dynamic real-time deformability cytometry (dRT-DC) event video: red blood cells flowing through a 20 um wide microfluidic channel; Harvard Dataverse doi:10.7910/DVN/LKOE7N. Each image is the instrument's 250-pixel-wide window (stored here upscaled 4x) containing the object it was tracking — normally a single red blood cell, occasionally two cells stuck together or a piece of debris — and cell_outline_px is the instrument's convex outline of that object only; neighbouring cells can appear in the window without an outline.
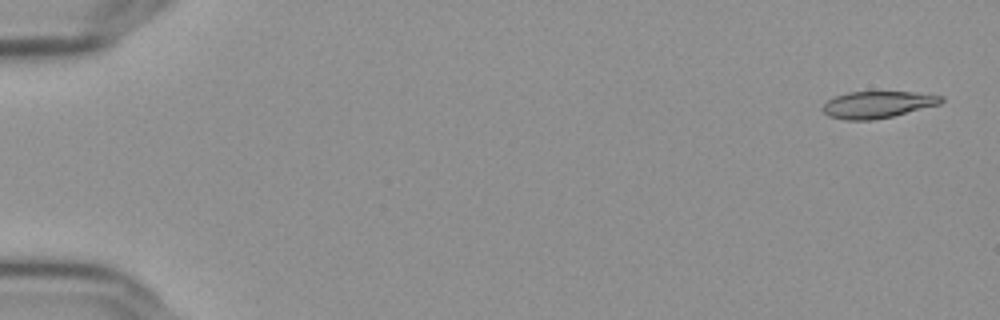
{"species": "Egyptian fruit bat (a non-hibernating species)", "species_latin": "Rousettus aegyptiacus", "temperature_condition": "cold", "stored_images_in_passage": 56, "camera_frame_rate_fps": 3000, "um_per_image_px": 0.085, "frame": {"image": 1, "passage_image": 2, "time_ms": 0.333, "image_size_px": [1000, 320], "cell_outline_px": [[944, 100], [940, 104], [892, 116], [872, 120], [844, 120], [828, 116], [820, 108], [828, 100], [836, 96], [848, 92], [912, 92], [944, 96]], "centroid_in_image_um": [74.57, 8.89], "position_along_channel_um": 10.4, "area_um2": 18.44}}
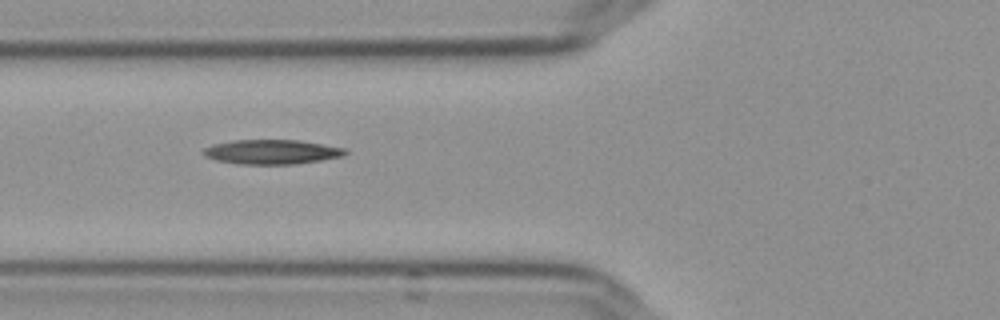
{"frame": {"image": 2, "passage_image": 22, "time_ms": 7.0, "image_size_px": [1000, 320], "cell_outline_px": [[348, 152], [344, 156], [320, 160], [292, 164], [236, 164], [216, 160], [204, 156], [200, 152], [204, 148], [212, 144], [232, 140], [300, 140], [344, 148]], "centroid_in_image_um": [23.04, 12.91], "position_along_channel_um": 102.8, "area_um2": 20.35}}
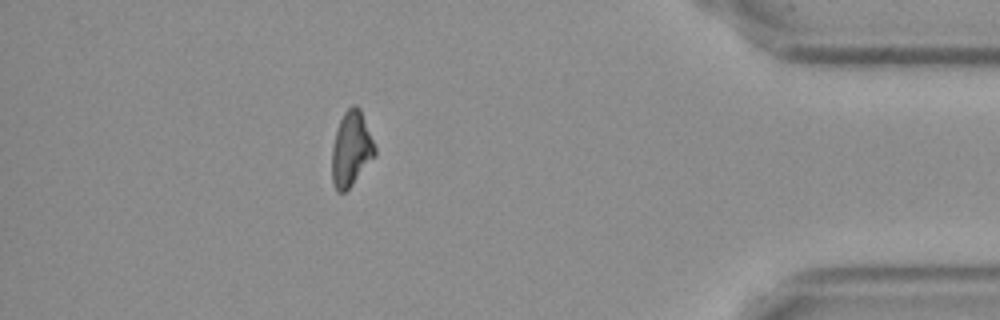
{"frame": {"image": 3, "passage_image": 50, "time_ms": 16.333, "image_size_px": [1000, 320], "cell_outline_px": [[376, 156], [352, 184], [344, 192], [336, 192], [332, 180], [332, 148], [336, 132], [340, 120], [344, 112], [352, 104], [356, 104], [360, 108], [376, 148]], "centroid_in_image_um": [29.86, 12.66], "position_along_channel_um": 405.3, "area_um2": 18.67}}